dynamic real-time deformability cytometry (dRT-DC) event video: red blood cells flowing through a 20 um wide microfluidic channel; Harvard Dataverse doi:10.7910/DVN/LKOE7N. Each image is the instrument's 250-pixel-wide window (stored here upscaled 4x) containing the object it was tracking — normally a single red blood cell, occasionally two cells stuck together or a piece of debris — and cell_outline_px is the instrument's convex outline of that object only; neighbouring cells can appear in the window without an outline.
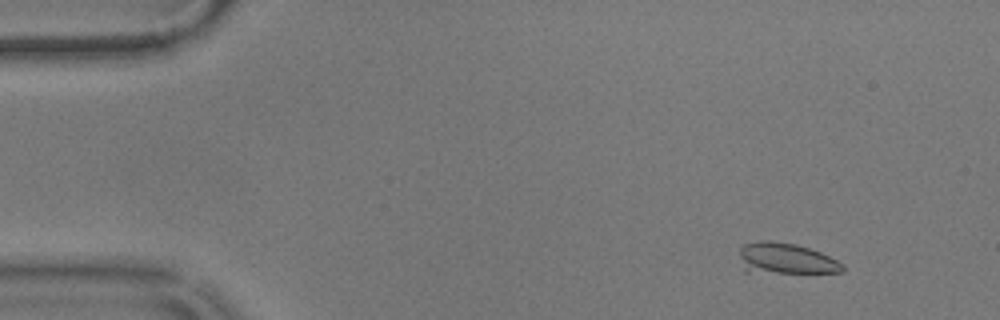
{"species": "common noctule bat (a hibernating species)", "species_latin": "Nyctalus noctula", "temperature_condition": "warm", "stored_images_in_passage": 57, "camera_frame_rate_fps": 3000, "um_per_image_px": 0.085, "animal": {"sex": "male", "body_mass_g": 17.9}, "frame": {"image": 1, "passage_image": 6, "time_ms": 1.667, "image_size_px": [1000, 320], "cell_outline_px": [[844, 272], [744, 272], [740, 256], [740, 248], [744, 244], [764, 240], [768, 240], [796, 244], [820, 252], [844, 264]], "centroid_in_image_um": [66.77, 21.98], "position_along_channel_um": 18.2, "area_um2": 18.44}}
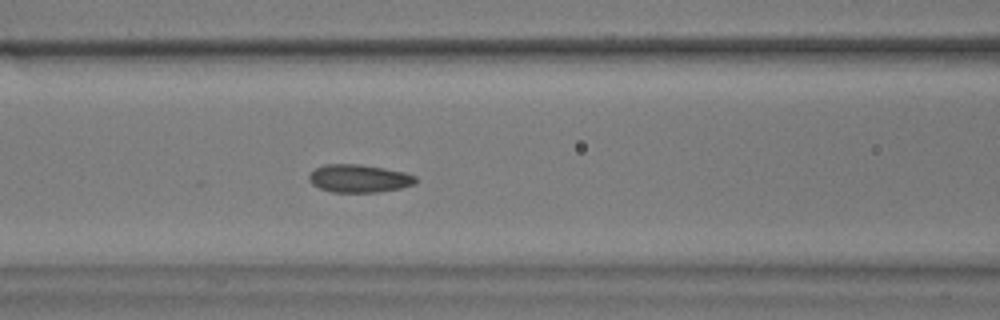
{"frame": {"image": 2, "passage_image": 24, "time_ms": 7.667, "image_size_px": [1000, 320], "cell_outline_px": [[416, 180], [412, 184], [400, 188], [376, 192], [332, 192], [320, 188], [312, 184], [308, 180], [308, 176], [316, 168], [324, 164], [356, 164], [384, 168], [404, 172], [416, 176]], "centroid_in_image_um": [30.48, 15.16], "position_along_channel_um": 136.1, "area_um2": 17.17}}
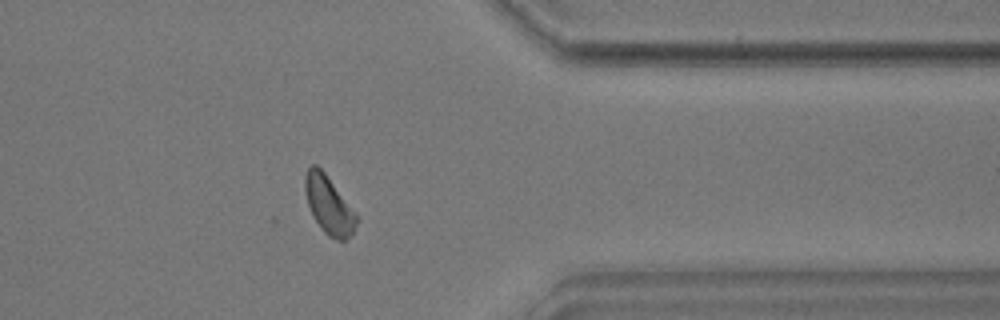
{"frame": {"image": 3, "passage_image": 46, "time_ms": 15.0, "image_size_px": [1000, 320], "cell_outline_px": [[360, 220], [352, 232], [344, 240], [336, 240], [328, 236], [320, 228], [312, 216], [308, 204], [304, 188], [304, 176], [308, 168], [312, 164], [316, 164], [324, 172], [356, 212]], "centroid_in_image_um": [27.95, 17.43], "position_along_channel_um": 383.5, "area_um2": 17.46}, "authors_computed_cell_mechanics": {"area_um2": 17.3978, "velocity_mm_per_s": 3.5497, "shape_relaxation_time_tau1_ms": 3.9821, "shape_relaxation_time_tau2_ms": 1.3207, "deformation_change_tau1": 0.0694, "deformation_change_tau2": 0.0697}}